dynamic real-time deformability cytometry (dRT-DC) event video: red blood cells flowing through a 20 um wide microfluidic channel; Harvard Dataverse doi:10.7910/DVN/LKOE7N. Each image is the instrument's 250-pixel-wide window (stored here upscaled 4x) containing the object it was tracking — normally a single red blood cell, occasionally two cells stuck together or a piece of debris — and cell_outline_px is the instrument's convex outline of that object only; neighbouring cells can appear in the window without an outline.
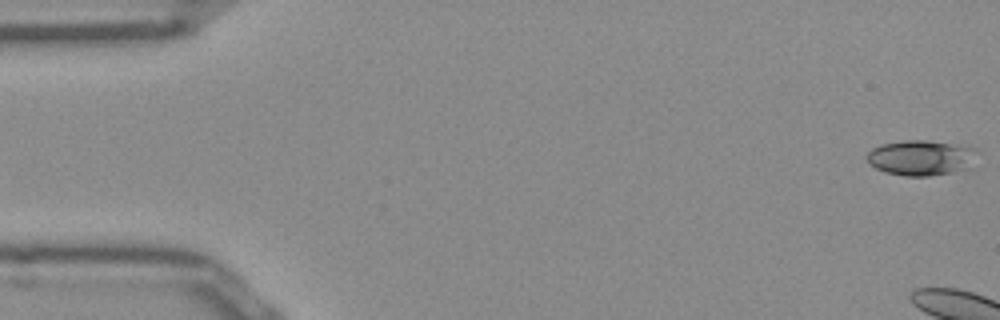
{"species": "Egyptian fruit bat (a non-hibernating species)", "species_latin": "Rousettus aegyptiacus", "temperature_condition": "room temperature", "stored_images_in_passage": 10, "camera_frame_rate_fps": 3000, "um_per_image_px": 0.085, "frame": {"image": 1, "passage_image": 1, "time_ms": 0.0, "image_size_px": [1000, 320], "cell_outline_px": [[980, 152], [972, 168], [952, 172], [928, 176], [904, 176], [884, 172], [868, 164], [864, 156], [872, 148], [880, 144], [904, 140], [924, 140], [968, 144], [976, 148]], "centroid_in_image_um": [78.36, 13.39], "position_along_channel_um": 6.6, "area_um2": 23.7}}